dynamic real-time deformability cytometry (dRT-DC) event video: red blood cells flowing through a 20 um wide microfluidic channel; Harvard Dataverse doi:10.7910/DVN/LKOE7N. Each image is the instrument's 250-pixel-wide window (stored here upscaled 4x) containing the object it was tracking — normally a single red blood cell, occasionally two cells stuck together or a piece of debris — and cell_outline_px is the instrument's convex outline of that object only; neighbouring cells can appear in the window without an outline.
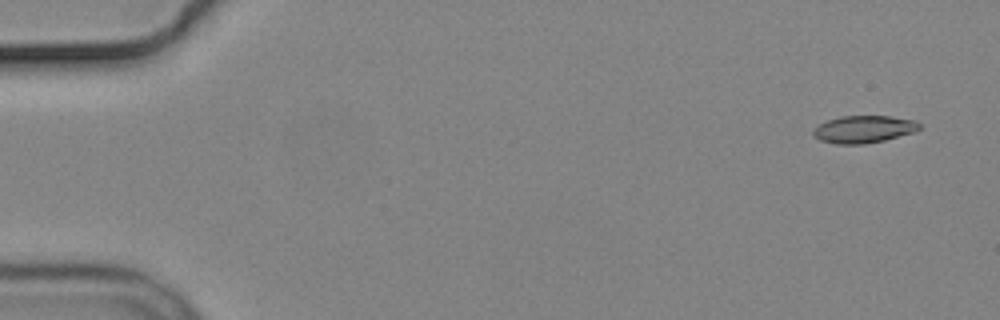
{"species": "common noctule bat (a hibernating species)", "species_latin": "Nyctalus noctula", "temperature_condition": "cold", "stored_images_in_passage": 4, "camera_frame_rate_fps": 3000, "um_per_image_px": 0.085, "animal": {"sex": "male", "body_mass_g": 19.2, "forearm_length_mm": 51.8}, "frame": {"image": 1, "passage_image": 1, "time_ms": 0.0, "image_size_px": [1000, 320], "cell_outline_px": [[920, 128], [916, 132], [884, 140], [864, 144], [836, 144], [820, 140], [812, 136], [812, 132], [820, 124], [828, 120], [840, 116], [892, 116], [916, 120], [920, 124]], "centroid_in_image_um": [73.44, 10.98], "position_along_channel_um": 11.6, "area_um2": 16.99}}